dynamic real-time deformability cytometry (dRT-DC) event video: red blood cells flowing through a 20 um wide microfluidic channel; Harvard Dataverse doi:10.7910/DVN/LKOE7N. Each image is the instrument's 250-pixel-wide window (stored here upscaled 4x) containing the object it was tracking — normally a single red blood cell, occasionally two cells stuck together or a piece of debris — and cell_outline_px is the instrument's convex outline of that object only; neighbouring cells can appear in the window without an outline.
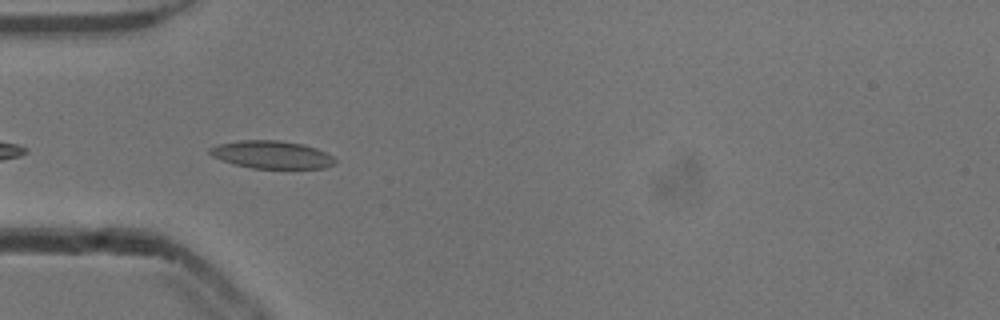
{"species": "common noctule bat (a hibernating species)", "species_latin": "Nyctalus noctula", "temperature_condition": "cold", "stored_images_in_passage": 18, "camera_frame_rate_fps": 3000, "um_per_image_px": 0.085, "animal": {"sex": "male", "body_mass_g": 13.3}, "frame": {"image": 1, "passage_image": 3, "time_ms": 0.667, "image_size_px": [1000, 320], "cell_outline_px": [[336, 160], [332, 164], [324, 168], [252, 168], [236, 164], [212, 156], [208, 152], [208, 148], [216, 144], [240, 140], [280, 140], [304, 144], [316, 148], [332, 156]], "centroid_in_image_um": [23.07, 13.13], "position_along_channel_um": 61.9, "area_um2": 20.11}}
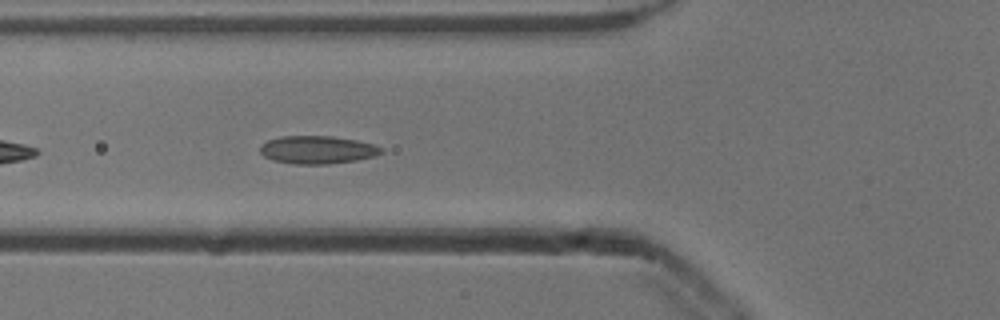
{"frame": {"image": 2, "passage_image": 6, "time_ms": 1.667, "image_size_px": [1000, 320], "cell_outline_px": [[384, 152], [372, 156], [356, 160], [328, 164], [296, 164], [272, 160], [264, 156], [260, 152], [260, 144], [268, 140], [280, 136], [332, 136], [356, 140], [372, 144], [384, 148]], "centroid_in_image_um": [26.95, 12.73], "position_along_channel_um": 98.8, "area_um2": 19.71}}
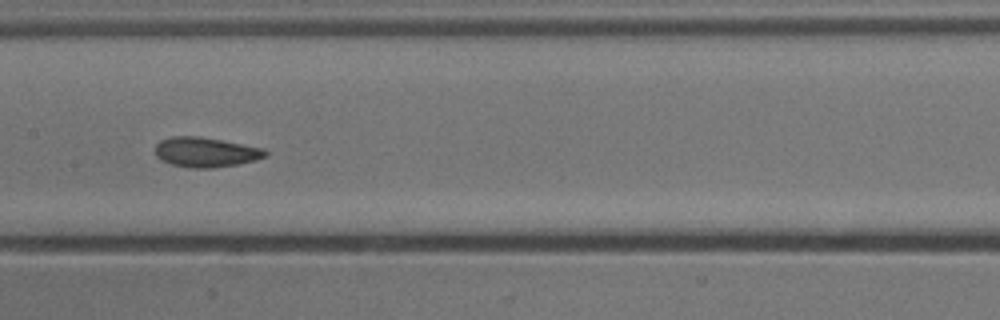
{"frame": {"image": 3, "passage_image": 13, "time_ms": 4.0, "image_size_px": [1000, 320], "cell_outline_px": [[268, 156], [256, 160], [236, 164], [212, 168], [188, 168], [172, 164], [160, 160], [156, 156], [156, 144], [160, 140], [172, 136], [196, 136], [220, 140], [264, 148], [268, 152]], "centroid_in_image_um": [17.48, 12.94], "position_along_channel_um": 189.9, "area_um2": 19.13}}